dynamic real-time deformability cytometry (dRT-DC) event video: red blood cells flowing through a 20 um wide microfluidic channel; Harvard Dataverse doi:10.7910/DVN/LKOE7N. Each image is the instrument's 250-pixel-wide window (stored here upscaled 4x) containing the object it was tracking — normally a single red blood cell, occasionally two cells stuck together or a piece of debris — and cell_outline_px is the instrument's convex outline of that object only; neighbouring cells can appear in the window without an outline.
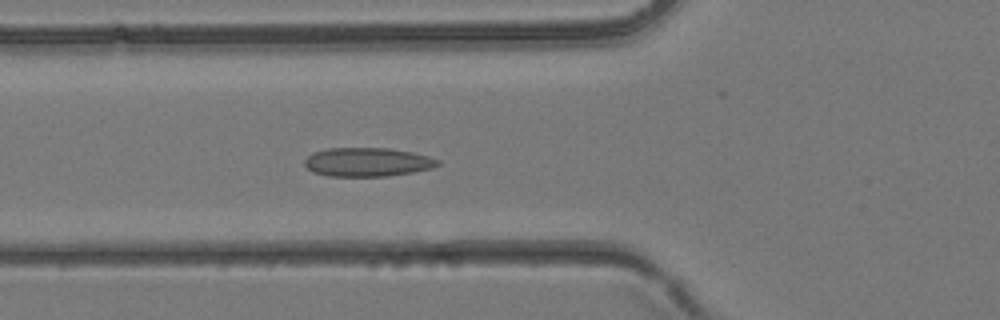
{"species": "common noctule bat (a hibernating species)", "species_latin": "Nyctalus noctula", "temperature_condition": "room temperature", "stored_images_in_passage": 34, "camera_frame_rate_fps": 3000, "um_per_image_px": 0.085, "animal": {"sex": "female", "body_mass_g": 24.6, "forearm_length_mm": 56.2}, "frame": {"image": 1, "passage_image": 9, "time_ms": 2.667, "image_size_px": [1000, 320], "cell_outline_px": [[440, 164], [432, 168], [412, 172], [388, 176], [328, 176], [312, 172], [304, 164], [304, 160], [312, 152], [328, 148], [388, 148], [412, 152], [428, 156], [440, 160]], "centroid_in_image_um": [31.22, 13.77], "position_along_channel_um": 94.6, "area_um2": 22.43}}
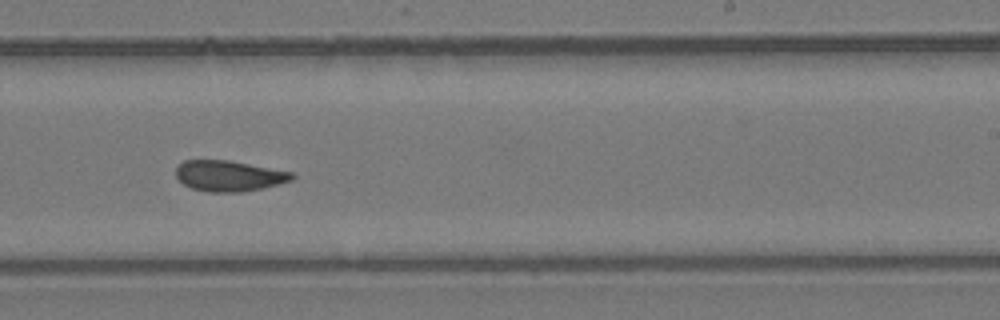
{"frame": {"image": 2, "passage_image": 19, "time_ms": 6.0, "image_size_px": [1000, 320], "cell_outline_px": [[296, 176], [292, 180], [244, 192], [208, 192], [192, 188], [184, 184], [176, 176], [176, 168], [184, 160], [228, 160], [292, 172]], "centroid_in_image_um": [19.45, 14.95], "position_along_channel_um": 269.6, "area_um2": 20.58}}
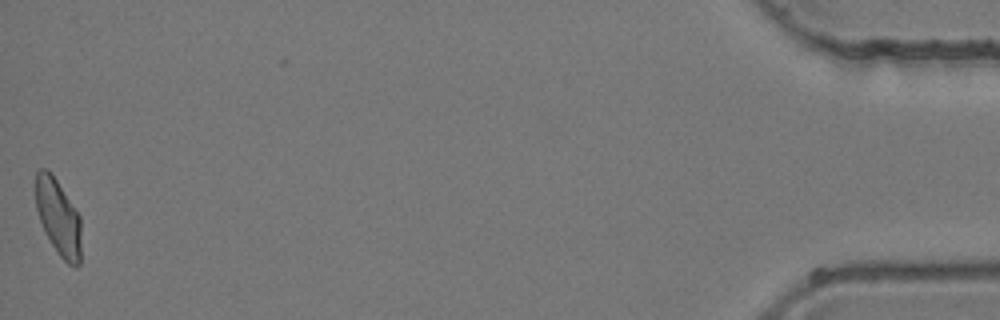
{"frame": {"image": 3, "passage_image": 34, "time_ms": 11.0, "image_size_px": [1000, 320], "cell_outline_px": [[80, 264], [76, 268], [68, 264], [60, 256], [44, 232], [36, 208], [36, 172], [40, 168], [48, 168], [52, 172], [80, 216]], "centroid_in_image_um": [4.95, 18.45], "position_along_channel_um": 430.2, "area_um2": 20.23}}